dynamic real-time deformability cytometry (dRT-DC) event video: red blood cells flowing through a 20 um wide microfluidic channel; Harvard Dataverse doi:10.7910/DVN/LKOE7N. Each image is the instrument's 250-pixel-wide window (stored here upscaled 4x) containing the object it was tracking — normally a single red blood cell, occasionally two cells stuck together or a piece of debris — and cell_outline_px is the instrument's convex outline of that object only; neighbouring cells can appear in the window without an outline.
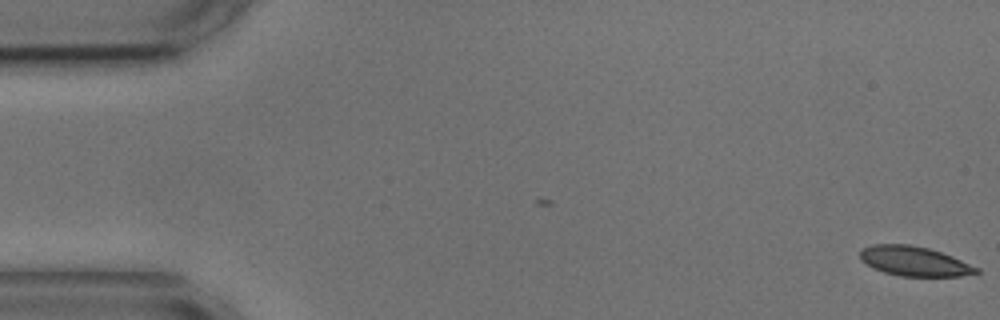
{"species": "common noctule bat (a hibernating species)", "species_latin": "Nyctalus noctula", "temperature_condition": "cold", "stored_images_in_passage": 6, "camera_frame_rate_fps": 3000, "um_per_image_px": 0.085, "animal": {"sex": "male", "body_mass_g": 17.9, "forearm_length_mm": 54.2}, "frame": {"image": 1, "passage_image": 1, "time_ms": 0.0, "image_size_px": [1000, 320], "cell_outline_px": [[980, 272], [960, 276], [900, 276], [884, 272], [872, 268], [860, 260], [860, 252], [864, 248], [872, 244], [908, 244], [928, 248], [952, 256], [980, 268]], "centroid_in_image_um": [77.7, 22.2], "position_along_channel_um": 7.3, "area_um2": 20.06}}